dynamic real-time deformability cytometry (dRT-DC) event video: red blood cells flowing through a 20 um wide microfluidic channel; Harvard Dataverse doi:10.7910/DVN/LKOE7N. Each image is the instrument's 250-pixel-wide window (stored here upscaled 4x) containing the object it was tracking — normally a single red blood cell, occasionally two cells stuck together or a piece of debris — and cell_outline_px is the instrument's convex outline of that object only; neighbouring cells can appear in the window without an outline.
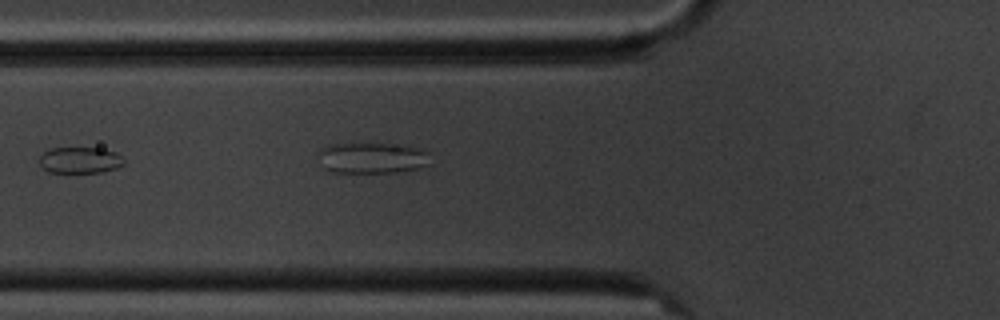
{"species": "common noctule bat (a hibernating species)", "species_latin": "Nyctalus noctula", "temperature_condition": "cold", "stored_images_in_passage": 2, "camera_frame_rate_fps": 3000, "um_per_image_px": 0.085, "animal": {"sex": "male", "body_mass_g": 20.1, "forearm_length_mm": 53.5}, "frame": {"image": 1, "passage_image": 2, "time_ms": 1.333, "image_size_px": [1000, 320], "cell_outline_px": [[124, 164], [116, 168], [100, 172], [48, 172], [40, 164], [40, 156], [48, 148], [100, 148], [116, 152], [124, 160]], "centroid_in_image_um": [6.8, 13.6], "position_along_channel_um": 119.0, "area_um2": 12.83}}